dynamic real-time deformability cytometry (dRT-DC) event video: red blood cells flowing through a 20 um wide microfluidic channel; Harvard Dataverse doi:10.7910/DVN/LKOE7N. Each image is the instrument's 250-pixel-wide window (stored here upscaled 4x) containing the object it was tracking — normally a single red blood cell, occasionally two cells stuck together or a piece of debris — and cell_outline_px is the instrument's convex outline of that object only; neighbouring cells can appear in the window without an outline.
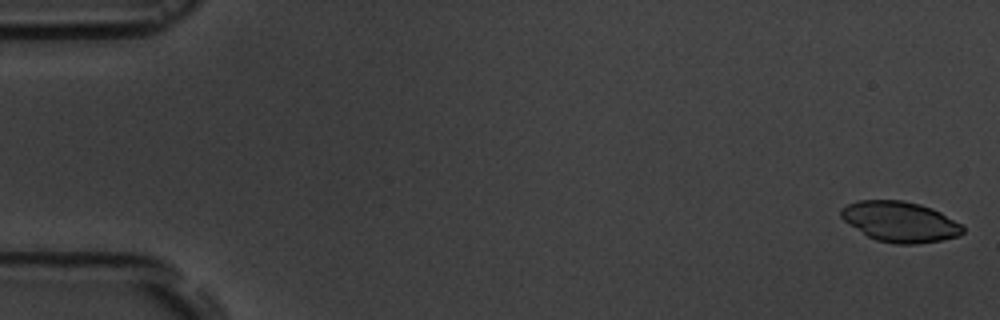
{"species": "common noctule bat (a hibernating species)", "species_latin": "Nyctalus noctula", "temperature_condition": "room temperature", "stored_images_in_passage": 5, "camera_frame_rate_fps": 3000, "um_per_image_px": 0.085, "animal": {"sex": "male", "body_mass_g": 19.5, "forearm_length_mm": 54.6}, "frame": {"image": 1, "passage_image": 1, "time_ms": 0.0, "image_size_px": [1000, 320], "cell_outline_px": [[964, 232], [960, 236], [940, 240], [916, 244], [892, 244], [876, 240], [868, 236], [844, 220], [840, 216], [840, 208], [856, 200], [904, 200], [920, 204], [932, 208], [940, 212], [960, 224], [964, 228]], "centroid_in_image_um": [76.5, 18.84], "position_along_channel_um": 8.5, "area_um2": 28.67}}